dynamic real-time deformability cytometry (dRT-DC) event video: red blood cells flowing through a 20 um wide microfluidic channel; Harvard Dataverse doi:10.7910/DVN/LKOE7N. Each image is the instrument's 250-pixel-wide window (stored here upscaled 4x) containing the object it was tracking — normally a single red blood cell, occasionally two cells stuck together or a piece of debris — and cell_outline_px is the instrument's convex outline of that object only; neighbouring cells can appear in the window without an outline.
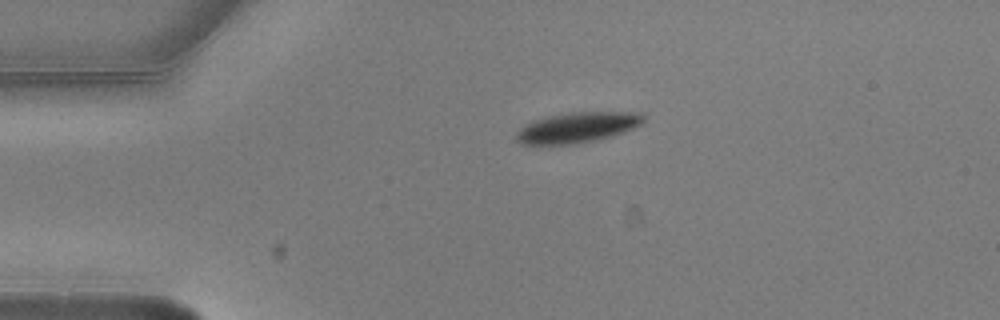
{"species": "common noctule bat (a hibernating species)", "species_latin": "Nyctalus noctula", "temperature_condition": "warm", "stored_images_in_passage": 2, "camera_frame_rate_fps": 3000, "um_per_image_px": 0.085, "animal": {"sex": "male", "body_mass_g": 20.5, "forearm_length_mm": 52.5}, "frame": {"image": 1, "passage_image": 1, "time_ms": 0.0, "image_size_px": [1000, 320], "cell_outline_px": [[648, 116], [644, 124], [612, 136], [596, 140], [576, 144], [520, 144], [516, 140], [516, 132], [524, 124], [548, 116], [568, 112], [644, 112]], "centroid_in_image_um": [49.15, 10.82], "position_along_channel_um": 35.9, "area_um2": 22.89}}